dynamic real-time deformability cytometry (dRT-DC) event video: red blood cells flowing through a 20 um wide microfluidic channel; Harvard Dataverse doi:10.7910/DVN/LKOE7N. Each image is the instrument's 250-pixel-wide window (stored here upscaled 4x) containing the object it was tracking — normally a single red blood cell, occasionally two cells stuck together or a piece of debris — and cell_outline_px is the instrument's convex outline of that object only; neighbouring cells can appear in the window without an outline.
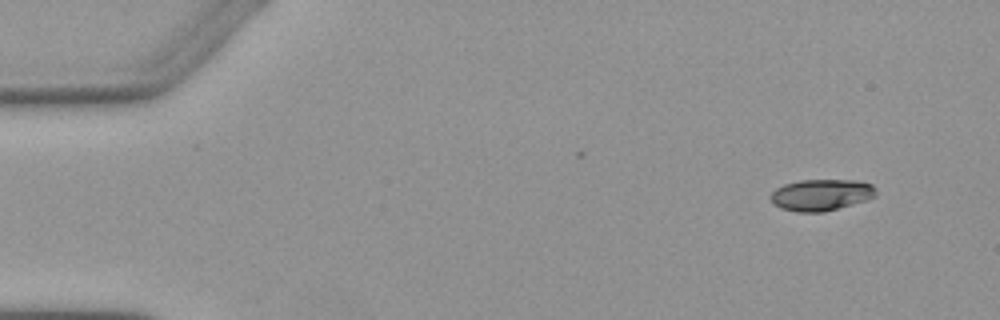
{"species": "Egyptian fruit bat (a non-hibernating species)", "species_latin": "Rousettus aegyptiacus", "temperature_condition": "warm", "stored_images_in_passage": 4, "camera_frame_rate_fps": 3000, "um_per_image_px": 0.085, "animal": {"sex": "female"}, "frame": {"image": 1, "passage_image": 1, "time_ms": 0.0, "image_size_px": [1000, 320], "cell_outline_px": [[876, 196], [868, 200], [824, 212], [796, 212], [780, 208], [772, 204], [768, 196], [776, 188], [784, 184], [800, 180], [856, 180], [872, 184], [876, 188]], "centroid_in_image_um": [69.78, 16.57], "position_along_channel_um": 15.2, "area_um2": 19.65}}
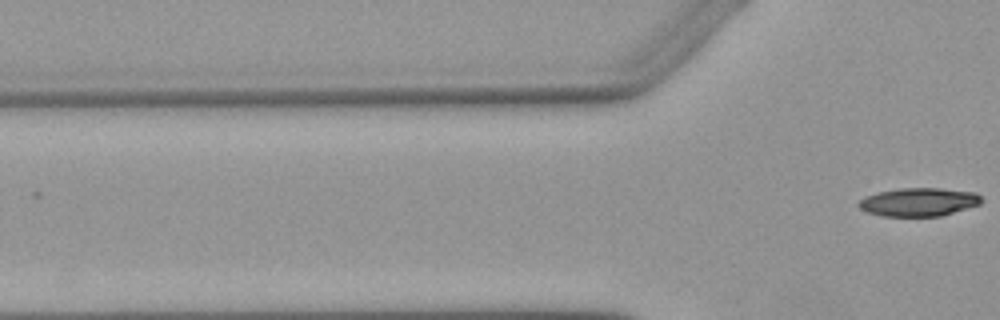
{"frame": {"image": 2, "passage_image": 4, "time_ms": 3.333, "image_size_px": [1000, 320], "cell_outline_px": [[984, 200], [980, 204], [940, 216], [884, 216], [868, 212], [860, 208], [860, 200], [868, 196], [880, 192], [900, 188], [940, 188], [976, 192]], "centroid_in_image_um": [78.16, 17.16], "position_along_channel_um": 47.6, "area_um2": 20.0}}